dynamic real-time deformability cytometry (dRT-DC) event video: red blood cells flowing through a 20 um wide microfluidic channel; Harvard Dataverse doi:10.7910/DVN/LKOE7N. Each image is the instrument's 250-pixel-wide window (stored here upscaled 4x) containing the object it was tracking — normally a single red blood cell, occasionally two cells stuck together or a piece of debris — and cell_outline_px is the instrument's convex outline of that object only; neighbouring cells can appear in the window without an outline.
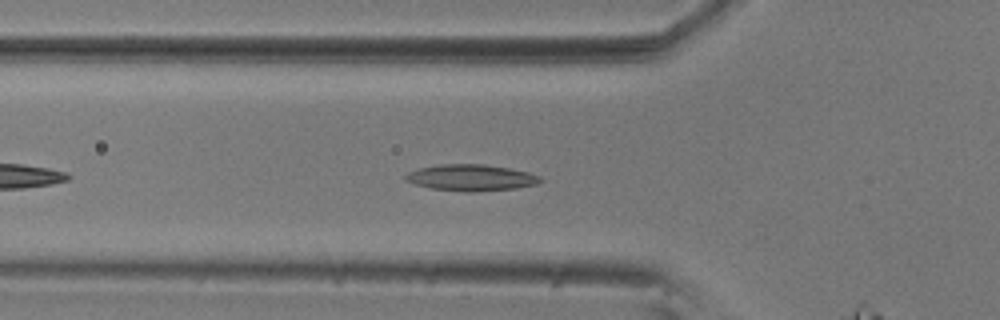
{"species": "common noctule bat (a hibernating species)", "species_latin": "Nyctalus noctula", "temperature_condition": "room temperature", "stored_images_in_passage": 39, "camera_frame_rate_fps": 3000, "um_per_image_px": 0.085, "animal": {"sex": "male", "body_mass_g": 20.5, "forearm_length_mm": 52.5}, "frame": {"image": 1, "passage_image": 9, "time_ms": 2.667, "image_size_px": [1000, 320], "cell_outline_px": [[544, 180], [536, 184], [516, 188], [476, 192], [468, 192], [432, 188], [416, 184], [404, 180], [404, 176], [408, 172], [420, 168], [440, 164], [484, 164], [508, 168], [528, 172], [540, 176]], "centroid_in_image_um": [40.05, 15.1], "position_along_channel_um": 85.7, "area_um2": 20.63}}
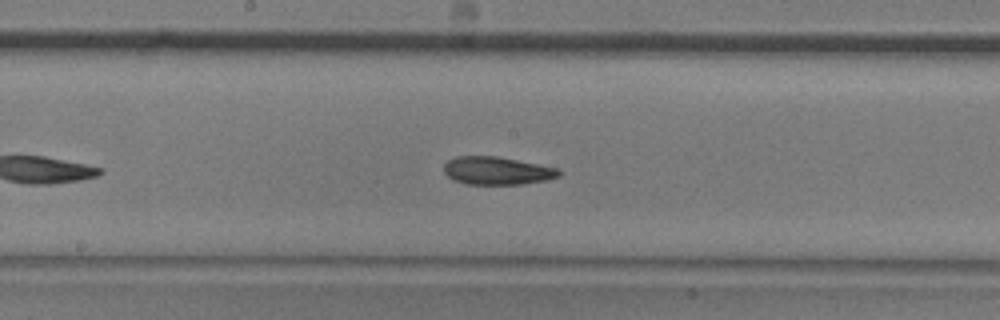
{"frame": {"image": 2, "passage_image": 19, "time_ms": 6.0, "image_size_px": [1000, 320], "cell_outline_px": [[560, 176], [544, 180], [524, 184], [468, 184], [452, 180], [444, 172], [444, 164], [448, 160], [456, 156], [496, 156], [556, 168], [560, 172]], "centroid_in_image_um": [42.19, 14.51], "position_along_channel_um": 206.0, "area_um2": 18.5}}
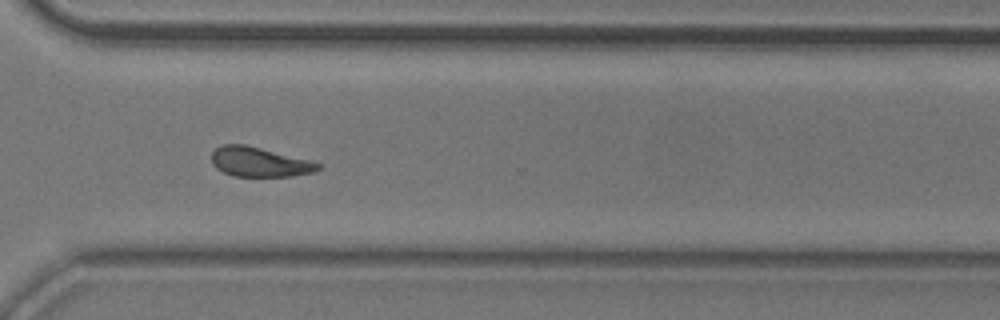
{"frame": {"image": 3, "passage_image": 31, "time_ms": 10.0, "image_size_px": [1000, 320], "cell_outline_px": [[320, 168], [312, 172], [292, 176], [236, 176], [224, 172], [216, 168], [212, 164], [212, 152], [220, 144], [244, 144], [308, 160], [320, 164]], "centroid_in_image_um": [21.99, 13.76], "position_along_channel_um": 348.6, "area_um2": 18.03}, "authors_computed_cell_mechanics": {"area_um2": 18.7272, "velocity_mm_per_s": 3.5809, "shape_relaxation_time_tau1_ms": 4.3442, "shape_relaxation_time_tau2_ms": 4.2747, "deformation_change_tau1": 0.1395, "deformation_change_tau2": 0.1211}}